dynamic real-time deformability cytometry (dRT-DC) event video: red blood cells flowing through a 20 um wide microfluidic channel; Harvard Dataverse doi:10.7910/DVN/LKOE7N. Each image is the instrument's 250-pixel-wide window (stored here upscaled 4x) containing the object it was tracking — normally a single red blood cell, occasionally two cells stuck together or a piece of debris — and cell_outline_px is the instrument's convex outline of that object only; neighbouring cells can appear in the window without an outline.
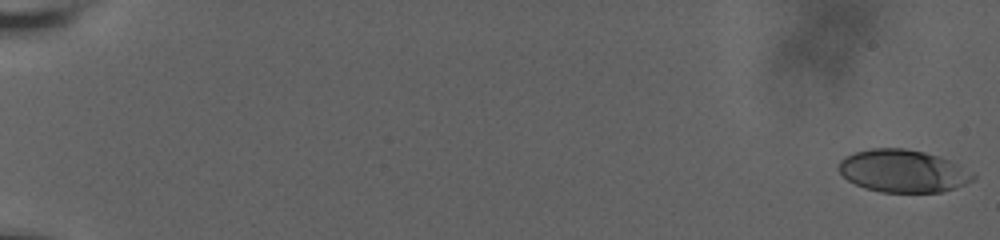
{"species": "human", "species_latin": "Homo sapiens", "temperature_condition": "room temperature", "stored_images_in_passage": 31, "camera_frame_rate_fps": 3000, "um_per_image_px": 0.085, "donor": {"sex": "male"}, "frame": {"image": 1, "passage_image": 1, "time_ms": 0.0, "image_size_px": [1000, 240], "cell_outline_px": [[976, 176], [972, 180], [956, 188], [940, 192], [880, 192], [864, 188], [848, 180], [840, 172], [840, 160], [844, 156], [856, 152], [872, 148], [904, 148], [924, 152], [940, 156], [976, 172]], "centroid_in_image_um": [76.79, 14.53], "position_along_channel_um": 8.2, "area_um2": 33.41}}
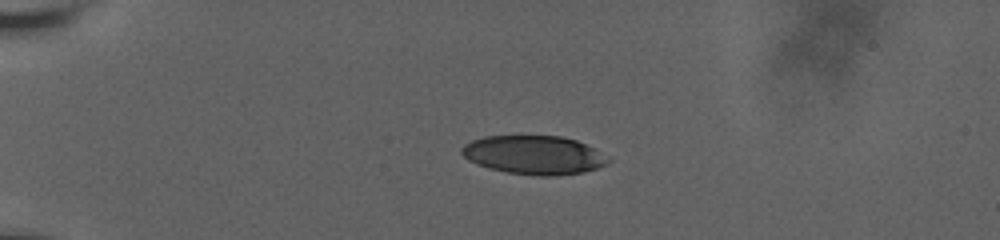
{"frame": {"image": 2, "passage_image": 23, "time_ms": 5.333, "image_size_px": [1000, 240], "cell_outline_px": [[612, 160], [608, 164], [584, 172], [548, 176], [540, 176], [508, 172], [488, 168], [476, 164], [468, 160], [460, 152], [460, 148], [464, 144], [472, 140], [484, 136], [560, 136], [576, 140], [592, 148]], "centroid_in_image_um": [45.35, 13.17], "position_along_channel_um": 39.7, "area_um2": 32.89}}